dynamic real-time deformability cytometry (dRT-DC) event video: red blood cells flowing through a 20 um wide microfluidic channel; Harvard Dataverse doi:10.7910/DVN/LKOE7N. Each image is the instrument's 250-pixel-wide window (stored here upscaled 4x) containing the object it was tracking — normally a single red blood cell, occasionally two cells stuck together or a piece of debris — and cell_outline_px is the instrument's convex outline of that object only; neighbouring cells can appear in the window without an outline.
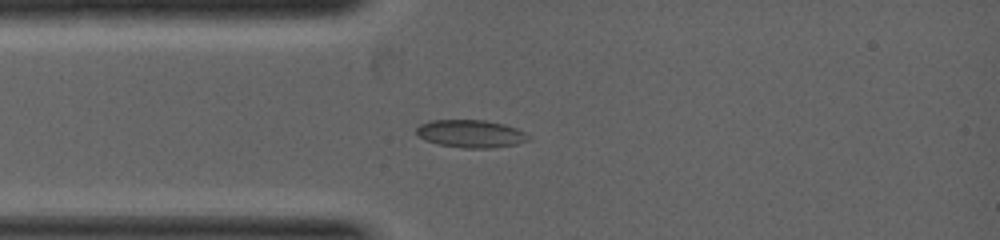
{"species": "common noctule bat (a hibernating species)", "species_latin": "Nyctalus noctula", "temperature_condition": "warm", "stored_images_in_passage": 4, "camera_frame_rate_fps": 5000, "um_per_image_px": 0.085, "animal": {"sex": "female", "body_mass_g": 19.0, "forearm_length_mm": 53.3}, "frame": {"image": 1, "passage_image": 4, "time_ms": 1.4, "image_size_px": [1000, 240], "cell_outline_px": [[528, 136], [524, 140], [516, 144], [488, 148], [464, 148], [440, 144], [428, 140], [420, 136], [416, 132], [416, 128], [420, 124], [428, 120], [484, 120], [504, 124], [516, 128], [524, 132]], "centroid_in_image_um": [39.97, 11.35], "position_along_channel_um": 45.0, "area_um2": 17.69}}